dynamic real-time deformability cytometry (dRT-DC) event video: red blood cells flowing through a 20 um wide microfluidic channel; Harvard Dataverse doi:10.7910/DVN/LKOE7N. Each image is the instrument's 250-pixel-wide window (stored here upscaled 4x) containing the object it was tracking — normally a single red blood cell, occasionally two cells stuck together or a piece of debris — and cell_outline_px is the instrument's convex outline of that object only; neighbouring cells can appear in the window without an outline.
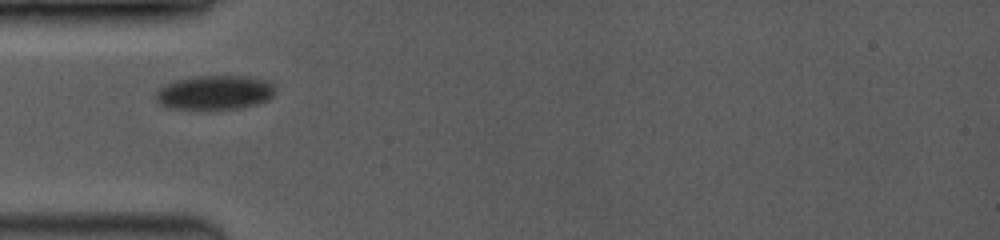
{"species": "common noctule bat (a hibernating species)", "species_latin": "Nyctalus noctula", "temperature_condition": "room temperature", "stored_images_in_passage": 54, "camera_frame_rate_fps": 3500, "um_per_image_px": 0.085, "animal": {"sex": "female", "body_mass_g": 19.0, "forearm_length_mm": 53.3}, "frame": {"image": 1, "passage_image": 1, "time_ms": 0.0, "image_size_px": [1000, 240], "cell_outline_px": [[272, 96], [268, 100], [256, 104], [240, 108], [208, 112], [204, 112], [164, 108], [156, 100], [156, 92], [160, 88], [176, 80], [196, 76], [248, 76], [268, 80], [272, 84]], "centroid_in_image_um": [18.2, 7.92], "position_along_channel_um": 66.8, "area_um2": 24.62}}
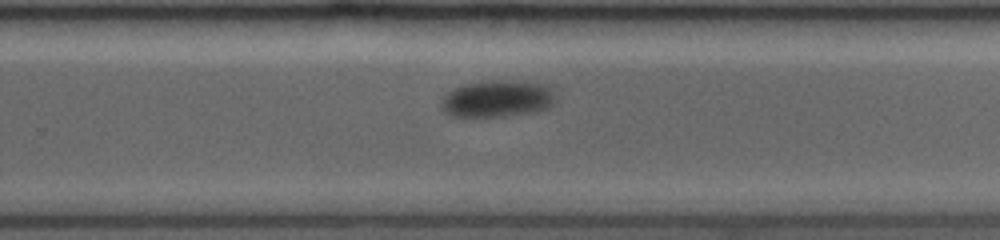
{"frame": {"image": 2, "passage_image": 28, "time_ms": 6.0, "image_size_px": [1000, 240], "cell_outline_px": [[556, 100], [548, 108], [536, 112], [504, 116], [452, 116], [440, 104], [440, 100], [448, 92], [456, 88], [468, 84], [488, 80], [500, 80], [544, 84], [552, 88]], "centroid_in_image_um": [42.32, 8.39], "position_along_channel_um": 287.5, "area_um2": 24.28}}
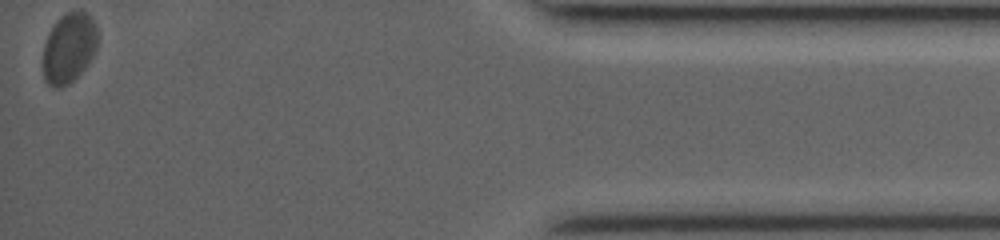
{"frame": {"image": 3, "passage_image": 54, "time_ms": 11.429, "image_size_px": [1000, 240], "cell_outline_px": [[96, 52], [88, 64], [68, 84], [60, 88], [52, 88], [44, 80], [44, 44], [48, 32], [56, 20], [60, 16], [68, 12], [88, 12], [96, 24]], "centroid_in_image_um": [5.85, 4.07], "position_along_channel_um": 429.3, "area_um2": 22.25}, "authors_computed_cell_mechanics": {"area_um2": 24.3916, "velocity_mm_per_s": 3.7028, "shape_relaxation_time_tau1_ms": 1.8377, "shape_relaxation_time_tau2_ms": null, "deformation_change_tau1": 0.0734, "deformation_change_tau2": null}}